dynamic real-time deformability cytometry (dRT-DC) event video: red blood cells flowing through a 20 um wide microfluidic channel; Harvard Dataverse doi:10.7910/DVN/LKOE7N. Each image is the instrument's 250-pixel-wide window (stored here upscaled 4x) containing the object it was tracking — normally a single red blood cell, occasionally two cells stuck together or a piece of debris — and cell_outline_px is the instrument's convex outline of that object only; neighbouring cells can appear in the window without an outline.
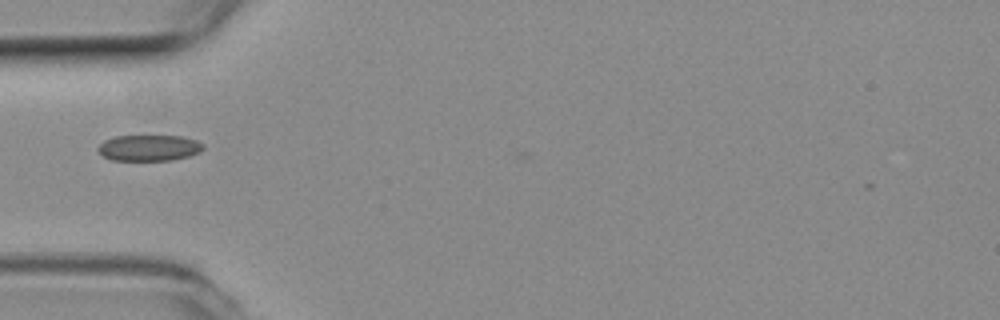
{"species": "common noctule bat (a hibernating species)", "species_latin": "Nyctalus noctula", "temperature_condition": "room temperature", "stored_images_in_passage": 31, "camera_frame_rate_fps": 3000, "um_per_image_px": 0.085, "animal": {"sex": "female", "body_mass_g": 19.3, "forearm_length_mm": 54.1}, "frame": {"image": 1, "passage_image": 1, "time_ms": 0.0, "image_size_px": [1000, 320], "cell_outline_px": [[204, 148], [200, 152], [188, 156], [172, 160], [112, 160], [104, 156], [96, 148], [104, 140], [116, 136], [180, 136], [196, 140], [204, 144]], "centroid_in_image_um": [12.68, 12.56], "position_along_channel_um": 72.3, "area_um2": 15.9}}
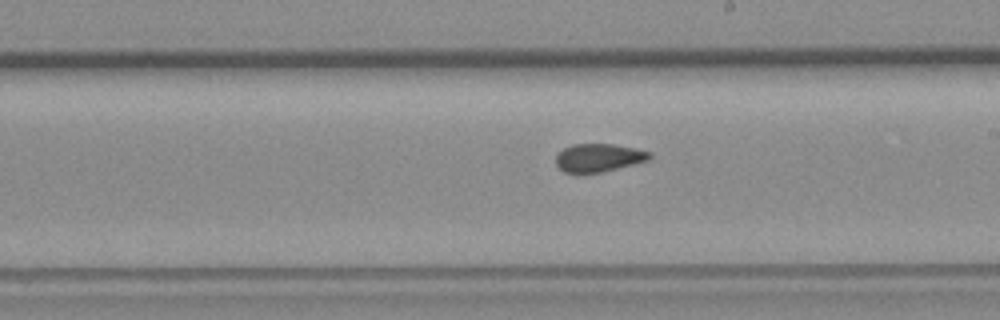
{"frame": {"image": 2, "passage_image": 14, "time_ms": 4.333, "image_size_px": [1000, 320], "cell_outline_px": [[652, 156], [648, 160], [600, 172], [564, 172], [556, 164], [556, 156], [564, 148], [572, 144], [612, 144], [652, 152]], "centroid_in_image_um": [50.88, 13.39], "position_along_channel_um": 238.1, "area_um2": 14.97}}
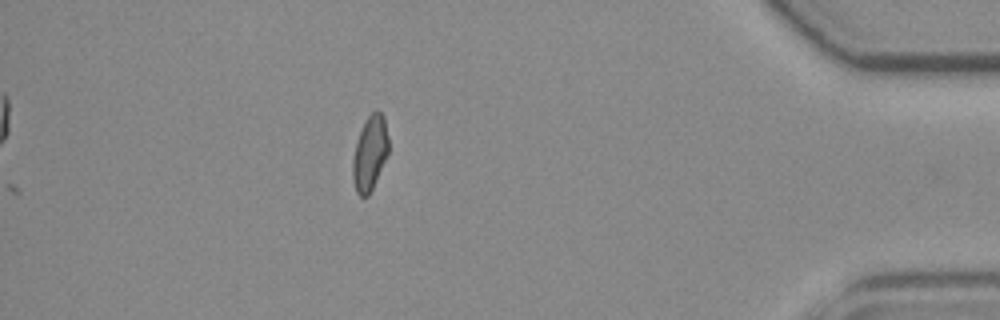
{"frame": {"image": 3, "passage_image": 31, "time_ms": 10.0, "image_size_px": [1000, 320], "cell_outline_px": [[388, 152], [372, 188], [368, 196], [360, 196], [356, 192], [352, 180], [352, 160], [356, 144], [360, 132], [368, 116], [376, 108], [384, 116], [388, 136]], "centroid_in_image_um": [31.43, 13.01], "position_along_channel_um": 403.8, "area_um2": 15.37}}